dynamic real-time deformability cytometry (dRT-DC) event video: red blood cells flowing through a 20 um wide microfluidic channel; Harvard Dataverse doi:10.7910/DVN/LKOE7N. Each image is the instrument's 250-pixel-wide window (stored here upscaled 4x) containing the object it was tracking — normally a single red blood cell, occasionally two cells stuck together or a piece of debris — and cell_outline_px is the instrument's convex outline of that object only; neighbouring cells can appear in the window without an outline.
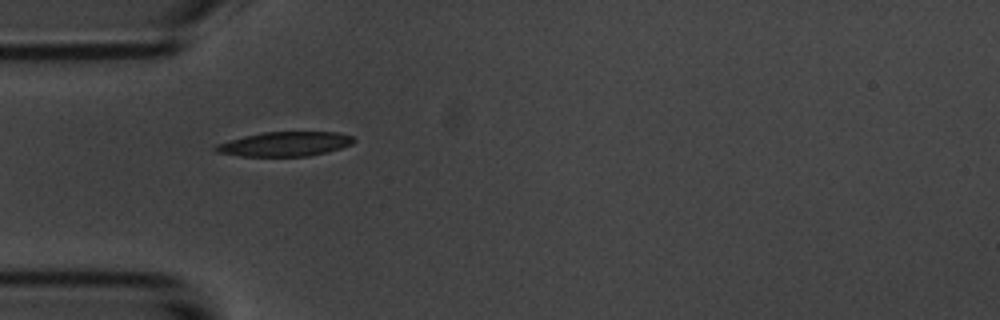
{"species": "common noctule bat (a hibernating species)", "species_latin": "Nyctalus noctula", "temperature_condition": "room temperature", "stored_images_in_passage": 1, "camera_frame_rate_fps": 3000, "um_per_image_px": 0.085, "animal": {"sex": "male", "body_mass_g": 20.1, "forearm_length_mm": 53.5}, "frame": {"image": 1, "passage_image": 1, "time_ms": 0.0, "image_size_px": [1000, 320], "cell_outline_px": [[356, 140], [352, 144], [340, 148], [308, 156], [240, 156], [216, 152], [212, 148], [216, 144], [228, 140], [244, 136], [264, 132], [336, 132], [352, 136]], "centroid_in_image_um": [24.17, 12.24], "position_along_channel_um": 60.8, "area_um2": 19.59}}